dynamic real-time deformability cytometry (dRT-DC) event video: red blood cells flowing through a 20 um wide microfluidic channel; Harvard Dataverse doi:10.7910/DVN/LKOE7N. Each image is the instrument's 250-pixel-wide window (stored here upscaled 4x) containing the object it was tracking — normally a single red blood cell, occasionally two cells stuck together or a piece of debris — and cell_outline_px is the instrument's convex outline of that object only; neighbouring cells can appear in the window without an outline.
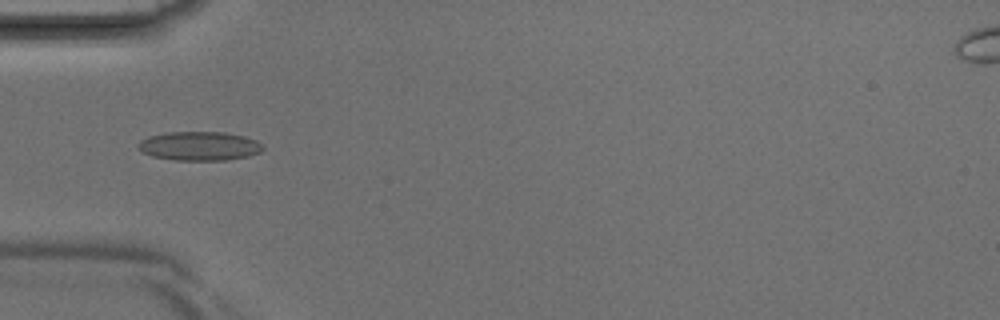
{"species": "Egyptian fruit bat (a non-hibernating species)", "species_latin": "Rousettus aegyptiacus", "temperature_condition": "room temperature", "stored_images_in_passage": 40, "camera_frame_rate_fps": 3000, "um_per_image_px": 0.085, "animal": {"sex": "male"}, "frame": {"image": 1, "passage_image": 12, "time_ms": 3.667, "image_size_px": [1000, 320], "cell_outline_px": [[264, 148], [260, 152], [248, 156], [228, 160], [176, 160], [152, 156], [140, 152], [136, 144], [140, 140], [148, 136], [168, 132], [224, 132], [244, 136], [256, 140]], "centroid_in_image_um": [16.91, 12.41], "position_along_channel_um": 68.1, "area_um2": 21.15}}
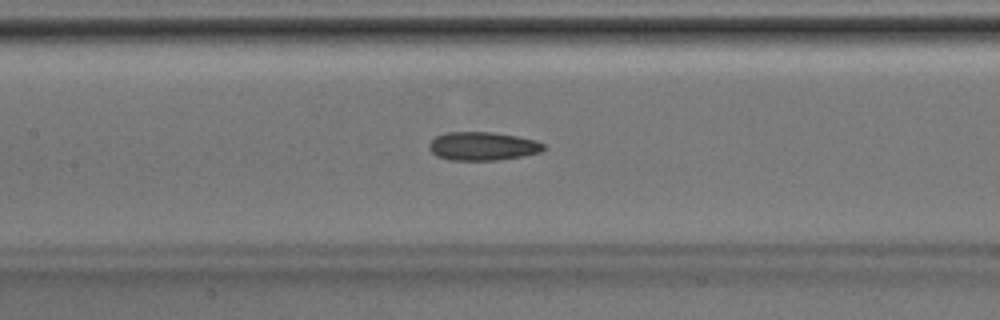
{"frame": {"image": 2, "passage_image": 18, "time_ms": 5.667, "image_size_px": [1000, 320], "cell_outline_px": [[544, 148], [540, 152], [520, 156], [496, 160], [448, 160], [436, 156], [428, 148], [428, 144], [436, 136], [448, 132], [492, 132], [516, 136], [536, 140], [544, 144]], "centroid_in_image_um": [40.98, 12.42], "position_along_channel_um": 166.4, "area_um2": 18.9}}
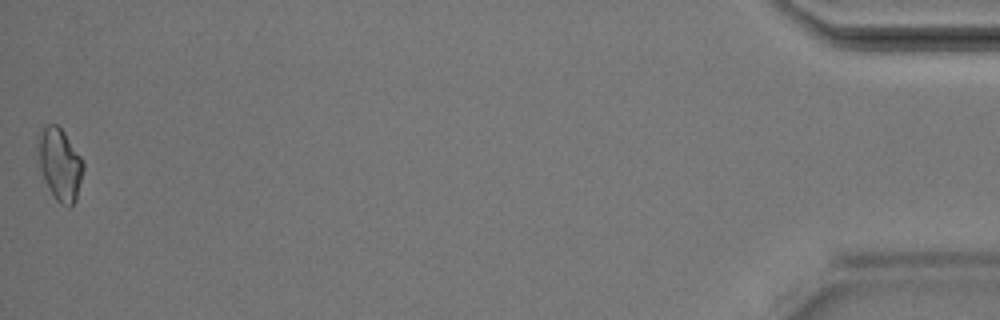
{"frame": {"image": 3, "passage_image": 40, "time_ms": 13.0, "image_size_px": [1000, 320], "cell_outline_px": [[84, 168], [76, 200], [68, 208], [60, 204], [56, 200], [36, 164], [36, 136], [48, 124], [56, 124], [64, 132], [84, 160]], "centroid_in_image_um": [5.05, 13.94], "position_along_channel_um": 430.2, "area_um2": 19.54}}